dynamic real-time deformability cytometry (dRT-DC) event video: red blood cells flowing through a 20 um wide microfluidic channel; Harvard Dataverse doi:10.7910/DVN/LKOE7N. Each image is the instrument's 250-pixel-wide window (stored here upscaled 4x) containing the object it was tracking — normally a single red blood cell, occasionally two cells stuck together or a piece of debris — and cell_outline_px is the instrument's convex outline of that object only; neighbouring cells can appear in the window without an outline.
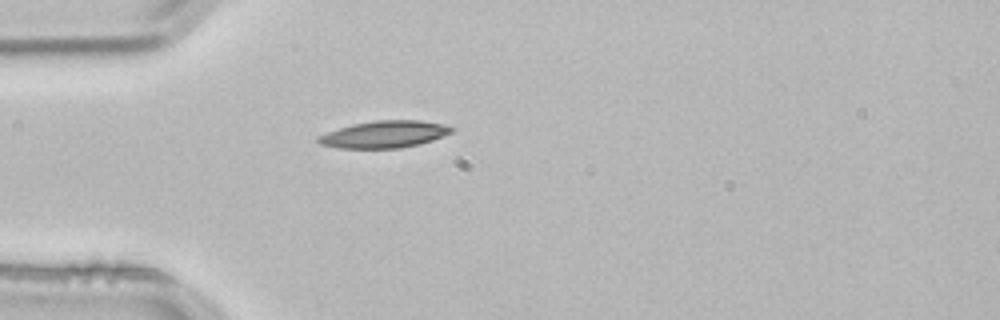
{"species": "common noctule bat (a hibernating species)", "species_latin": "Nyctalus noctula", "temperature_condition": "room temperature", "stored_images_in_passage": 4, "camera_frame_rate_fps": 3000, "um_per_image_px": 0.085, "animal": {"sex": "male", "body_mass_g": 21.5, "forearm_length_mm": 52.0}, "frame": {"image": 1, "passage_image": 4, "time_ms": 1.0, "image_size_px": [1000, 320], "cell_outline_px": [[456, 128], [452, 132], [444, 136], [420, 144], [400, 148], [340, 148], [320, 144], [316, 140], [316, 136], [352, 124], [376, 120], [420, 120], [444, 124]], "centroid_in_image_um": [32.69, 11.41], "position_along_channel_um": 52.3, "area_um2": 21.04}}